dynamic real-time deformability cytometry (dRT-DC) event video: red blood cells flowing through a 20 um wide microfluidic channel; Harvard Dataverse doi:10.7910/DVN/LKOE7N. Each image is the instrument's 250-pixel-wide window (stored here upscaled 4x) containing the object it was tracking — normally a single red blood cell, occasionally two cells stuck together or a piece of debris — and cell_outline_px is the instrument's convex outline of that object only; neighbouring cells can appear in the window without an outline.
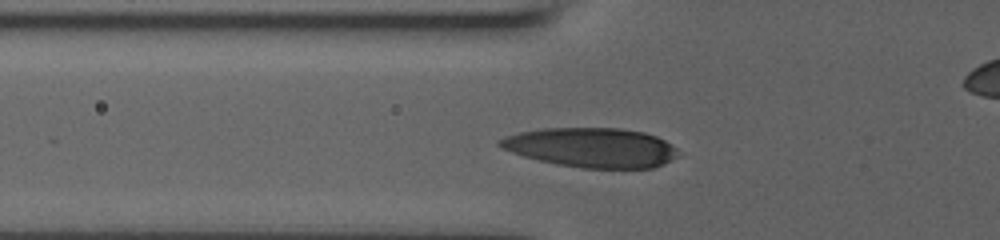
{"species": "human", "species_latin": "Homo sapiens", "temperature_condition": "room temperature", "stored_images_in_passage": 22, "camera_frame_rate_fps": 3000, "um_per_image_px": 0.085, "donor": {"sex": "male"}, "frame": {"image": 1, "passage_image": 5, "time_ms": 3.667, "image_size_px": [1000, 240], "cell_outline_px": [[680, 156], [656, 168], [580, 168], [556, 164], [524, 156], [512, 152], [496, 144], [496, 140], [504, 136], [520, 132], [544, 128], [620, 128], [644, 132], [656, 136], [672, 144], [676, 148]], "centroid_in_image_um": [50.3, 12.54], "position_along_channel_um": 75.5, "area_um2": 41.33}}
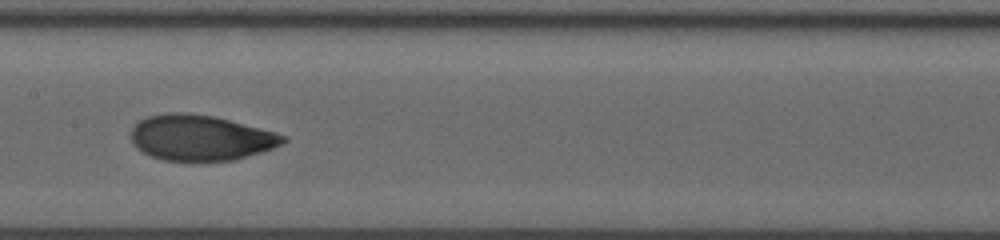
{"frame": {"image": 2, "passage_image": 12, "time_ms": 6.667, "image_size_px": [1000, 240], "cell_outline_px": [[288, 140], [272, 148], [260, 152], [232, 160], [164, 160], [152, 156], [136, 148], [132, 144], [132, 128], [140, 120], [148, 116], [168, 112], [188, 112], [212, 116], [276, 132], [288, 136]], "centroid_in_image_um": [17.03, 11.69], "position_along_channel_um": 190.4, "area_um2": 39.94}}
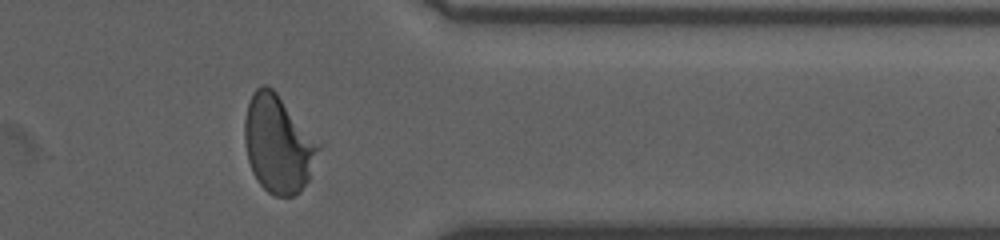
{"frame": {"image": 3, "passage_image": 21, "time_ms": 12.0, "image_size_px": [1000, 240], "cell_outline_px": [[324, 144], [308, 180], [300, 192], [292, 196], [276, 196], [268, 192], [256, 180], [252, 172], [248, 160], [244, 140], [244, 120], [248, 100], [252, 92], [260, 84], [268, 84], [276, 92]], "centroid_in_image_um": [23.67, 12.21], "position_along_channel_um": 387.7, "area_um2": 43.0}, "authors_computed_cell_mechanics": {"area_um2": 39.9687, "velocity_mm_per_s": 3.8383, "shape_relaxation_time_tau1_ms": 4.1447, "shape_relaxation_time_tau2_ms": 1.0243, "deformation_change_tau1": 0.1577, "deformation_change_tau2": 0.057}}